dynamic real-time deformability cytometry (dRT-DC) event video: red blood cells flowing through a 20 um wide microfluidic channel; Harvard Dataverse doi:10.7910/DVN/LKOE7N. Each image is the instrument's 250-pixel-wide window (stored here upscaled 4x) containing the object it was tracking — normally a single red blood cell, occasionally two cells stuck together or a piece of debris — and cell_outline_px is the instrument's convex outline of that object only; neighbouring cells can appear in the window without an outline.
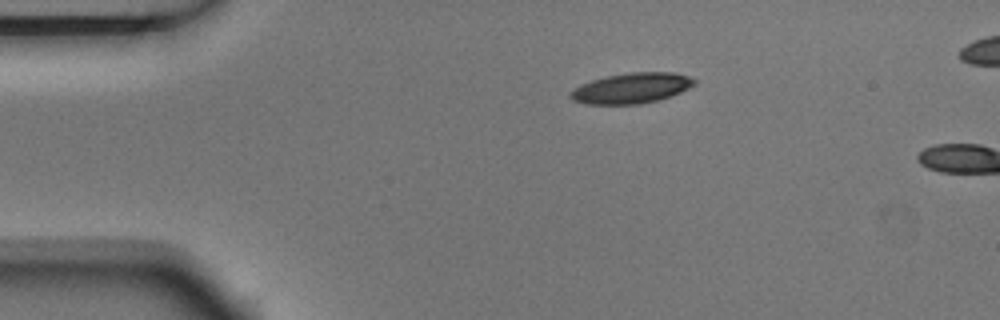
{"species": "Egyptian fruit bat (a non-hibernating species)", "species_latin": "Rousettus aegyptiacus", "temperature_condition": "room temperature", "stored_images_in_passage": 2, "camera_frame_rate_fps": 3000, "um_per_image_px": 0.085, "animal": {"sex": "male"}, "frame": {"image": 1, "passage_image": 1, "time_ms": 0.0, "image_size_px": [1000, 320], "cell_outline_px": [[696, 84], [672, 96], [640, 104], [584, 104], [572, 100], [568, 96], [568, 92], [580, 84], [592, 80], [608, 76], [628, 72], [672, 72], [688, 76], [696, 80]], "centroid_in_image_um": [53.64, 7.49], "position_along_channel_um": 31.4, "area_um2": 22.08}}